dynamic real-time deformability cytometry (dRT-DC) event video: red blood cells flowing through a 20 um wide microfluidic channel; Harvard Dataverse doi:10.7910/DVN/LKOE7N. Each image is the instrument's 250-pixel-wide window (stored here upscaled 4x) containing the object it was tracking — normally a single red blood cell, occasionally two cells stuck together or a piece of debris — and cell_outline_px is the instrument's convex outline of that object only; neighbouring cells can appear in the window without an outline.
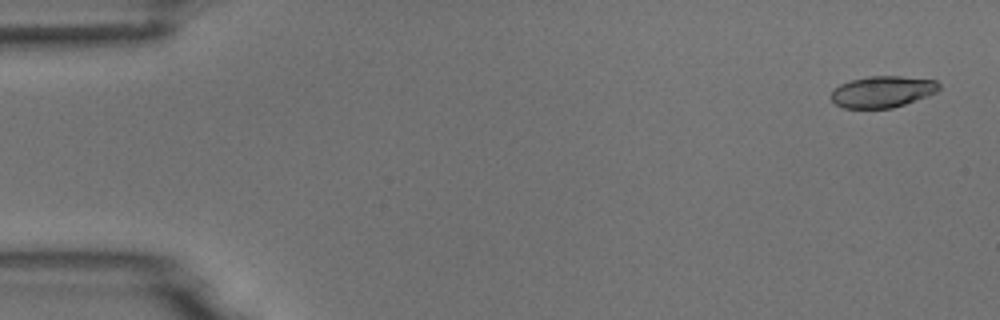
{"species": "common noctule bat (a hibernating species)", "species_latin": "Nyctalus noctula", "temperature_condition": "room temperature", "stored_images_in_passage": 4, "camera_frame_rate_fps": 3000, "um_per_image_px": 0.085, "animal": {"sex": "male", "body_mass_g": 18.8}, "frame": {"image": 1, "passage_image": 1, "time_ms": 0.0, "image_size_px": [1000, 320], "cell_outline_px": [[940, 88], [936, 92], [904, 104], [892, 108], [844, 108], [836, 104], [832, 100], [832, 92], [840, 84], [852, 80], [868, 76], [900, 76], [936, 80], [940, 84]], "centroid_in_image_um": [75.02, 7.79], "position_along_channel_um": 10.0, "area_um2": 19.54}}
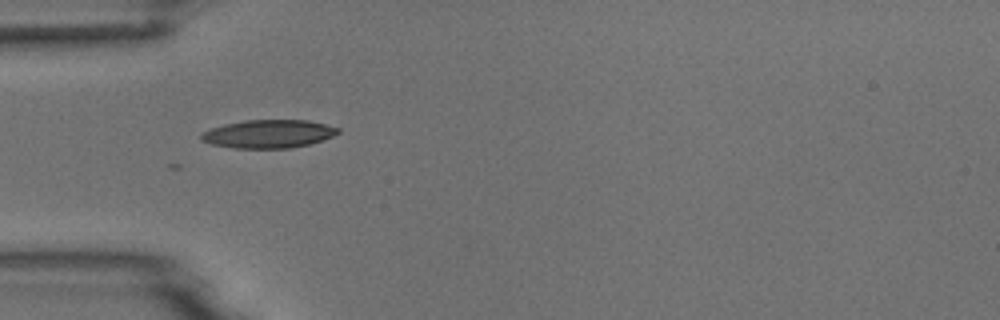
{"frame": {"image": 2, "passage_image": 4, "time_ms": 4.667, "image_size_px": [1000, 320], "cell_outline_px": [[340, 132], [332, 136], [308, 144], [288, 148], [232, 148], [212, 144], [200, 140], [200, 132], [224, 124], [244, 120], [308, 120], [340, 128]], "centroid_in_image_um": [22.77, 11.37], "position_along_channel_um": 62.2, "area_um2": 22.43}}